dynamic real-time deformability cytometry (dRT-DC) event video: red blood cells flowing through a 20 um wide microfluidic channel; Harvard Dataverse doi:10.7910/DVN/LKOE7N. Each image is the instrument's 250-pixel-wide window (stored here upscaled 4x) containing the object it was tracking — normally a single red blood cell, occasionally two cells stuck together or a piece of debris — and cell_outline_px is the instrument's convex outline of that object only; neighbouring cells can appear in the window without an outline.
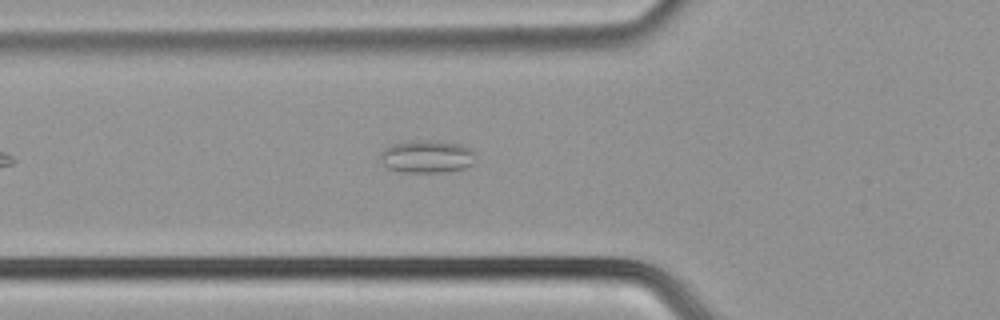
{"species": "common noctule bat (a hibernating species)", "species_latin": "Nyctalus noctula", "temperature_condition": "cold", "stored_images_in_passage": 40, "camera_frame_rate_fps": 3000, "um_per_image_px": 0.085, "animal": {"sex": "male", "body_mass_g": 21.5, "forearm_length_mm": 52.0}, "frame": {"image": 1, "passage_image": 8, "time_ms": 2.333, "image_size_px": [1000, 320], "cell_outline_px": [[476, 152], [472, 164], [464, 168], [440, 172], [400, 172], [388, 168], [380, 160], [380, 152], [384, 148], [392, 144], [412, 140], [432, 140], [460, 144]], "centroid_in_image_um": [36.25, 13.3], "position_along_channel_um": 89.5, "area_um2": 18.21}}
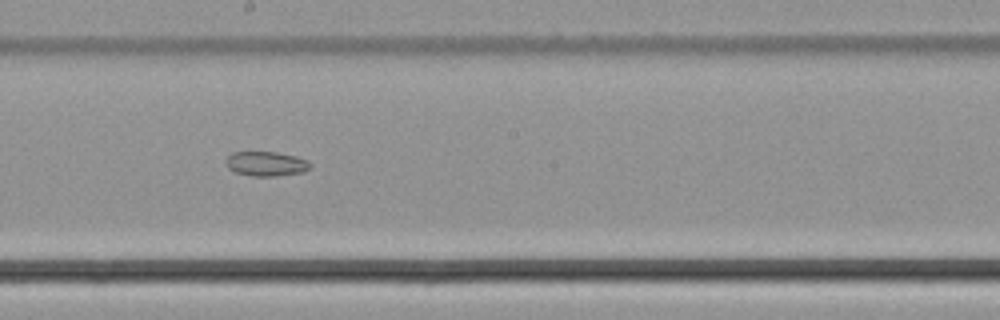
{"frame": {"image": 2, "passage_image": 18, "time_ms": 5.667, "image_size_px": [1000, 320], "cell_outline_px": [[312, 164], [304, 172], [276, 176], [252, 176], [236, 172], [228, 168], [224, 160], [232, 152], [276, 152], [296, 156]], "centroid_in_image_um": [22.59, 13.92], "position_along_channel_um": 225.6, "area_um2": 12.02}}
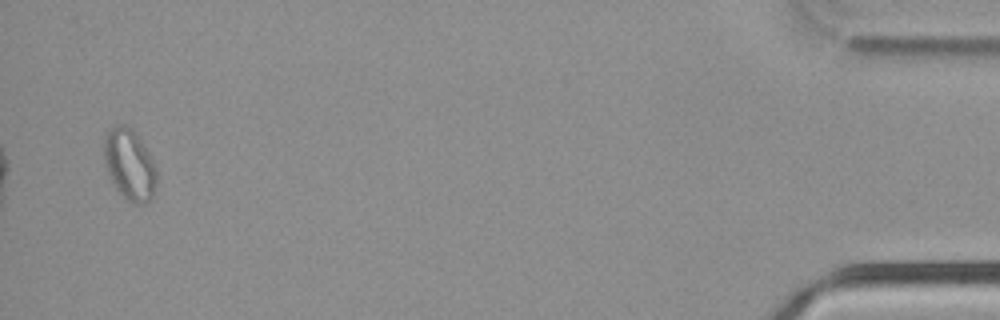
{"frame": {"image": 3, "passage_image": 39, "time_ms": 12.667, "image_size_px": [1000, 320], "cell_outline_px": [[156, 184], [152, 200], [148, 204], [132, 204], [116, 188], [104, 164], [104, 136], [116, 124], [124, 124], [132, 128], [140, 140], [152, 160], [156, 168]], "centroid_in_image_um": [11.01, 14.01], "position_along_channel_um": 424.2, "area_um2": 21.68}}